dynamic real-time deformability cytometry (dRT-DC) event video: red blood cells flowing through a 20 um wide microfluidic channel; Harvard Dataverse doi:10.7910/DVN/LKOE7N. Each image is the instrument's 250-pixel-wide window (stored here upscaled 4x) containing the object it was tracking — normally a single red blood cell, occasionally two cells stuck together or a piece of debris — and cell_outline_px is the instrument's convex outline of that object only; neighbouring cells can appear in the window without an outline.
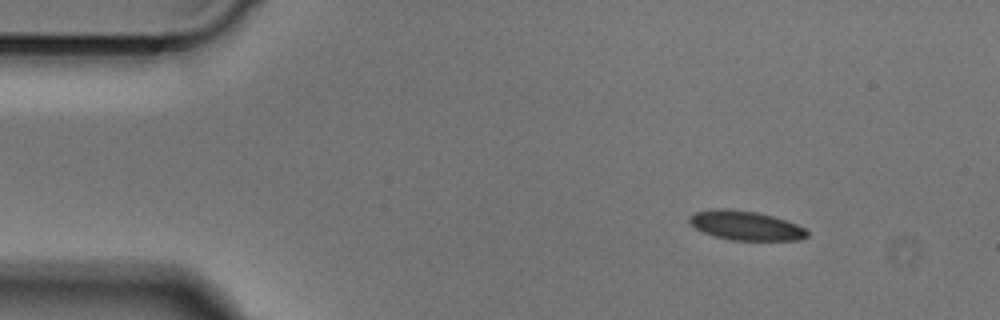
{"species": "Egyptian fruit bat (a non-hibernating species)", "species_latin": "Rousettus aegyptiacus", "temperature_condition": "cold", "stored_images_in_passage": 44, "camera_frame_rate_fps": 3000, "um_per_image_px": 0.085, "animal": {"sex": "male"}, "frame": {"image": 1, "passage_image": 1, "time_ms": 0.0, "image_size_px": [1000, 320], "cell_outline_px": [[808, 236], [800, 240], [732, 240], [712, 236], [688, 224], [688, 216], [696, 212], [716, 208], [728, 208], [756, 212], [772, 216], [796, 224], [804, 228], [808, 232]], "centroid_in_image_um": [63.33, 19.17], "position_along_channel_um": 21.7, "area_um2": 20.11}}
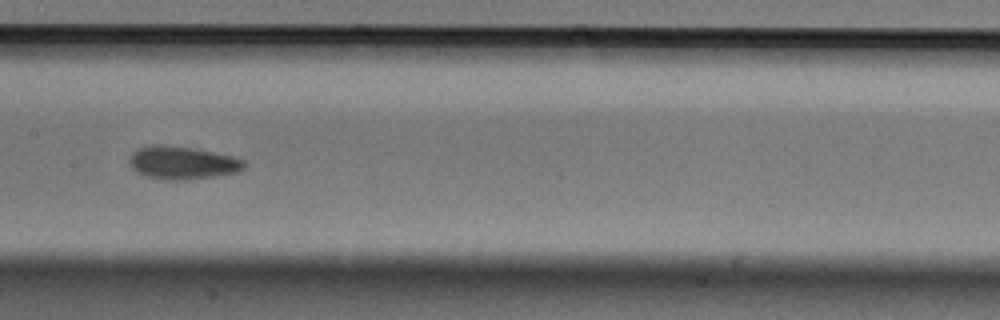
{"frame": {"image": 2, "passage_image": 19, "time_ms": 6.0, "image_size_px": [1000, 320], "cell_outline_px": [[248, 164], [240, 172], [216, 176], [184, 180], [164, 180], [148, 176], [136, 172], [128, 164], [128, 160], [132, 152], [136, 148], [152, 144], [156, 144], [188, 148], [212, 152], [232, 156], [244, 160]], "centroid_in_image_um": [15.49, 13.84], "position_along_channel_um": 191.9, "area_um2": 22.14}}
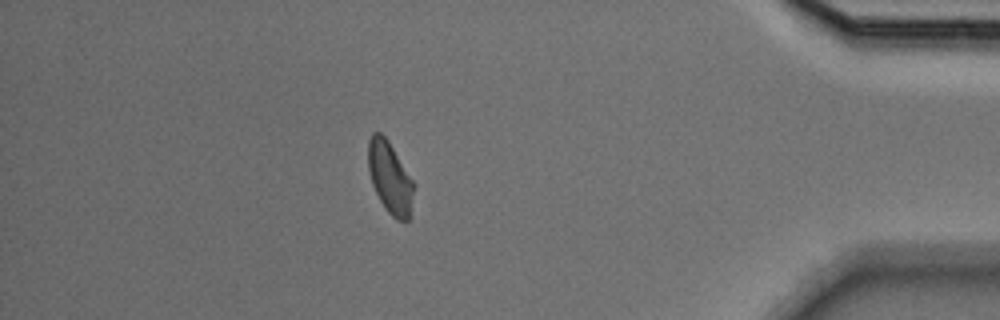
{"frame": {"image": 3, "passage_image": 38, "time_ms": 12.333, "image_size_px": [1000, 320], "cell_outline_px": [[412, 192], [408, 220], [396, 220], [388, 212], [380, 200], [372, 184], [368, 168], [368, 140], [372, 132], [380, 132], [388, 140], [412, 180]], "centroid_in_image_um": [33.09, 15.05], "position_along_channel_um": 402.1, "area_um2": 18.44}}